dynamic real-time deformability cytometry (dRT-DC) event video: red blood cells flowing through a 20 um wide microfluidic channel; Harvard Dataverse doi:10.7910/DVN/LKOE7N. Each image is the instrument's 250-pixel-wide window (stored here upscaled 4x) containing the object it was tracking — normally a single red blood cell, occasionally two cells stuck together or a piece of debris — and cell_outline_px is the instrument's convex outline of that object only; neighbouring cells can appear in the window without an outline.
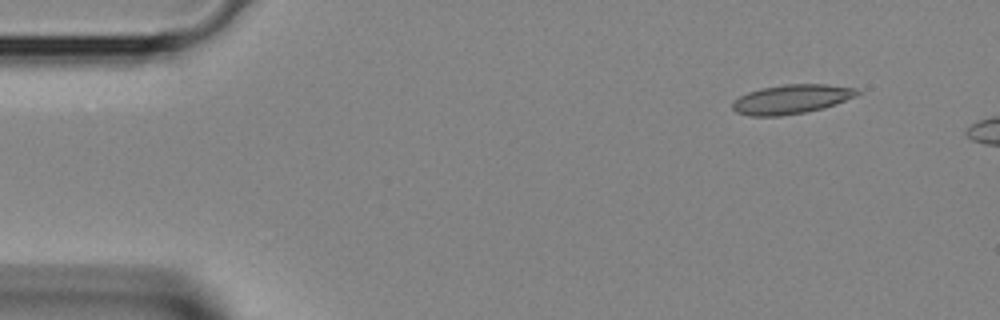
{"species": "Egyptian fruit bat (a non-hibernating species)", "species_latin": "Rousettus aegyptiacus", "temperature_condition": "room temperature", "stored_images_in_passage": 2, "camera_frame_rate_fps": 3000, "um_per_image_px": 0.085, "animal": {"sex": "female"}, "frame": {"image": 1, "passage_image": 1, "time_ms": 0.0, "image_size_px": [1000, 320], "cell_outline_px": [[860, 92], [856, 96], [836, 104], [824, 108], [804, 112], [780, 116], [748, 116], [736, 112], [732, 108], [732, 100], [748, 92], [760, 88], [784, 84], [824, 84], [856, 88]], "centroid_in_image_um": [67.24, 8.43], "position_along_channel_um": 17.8, "area_um2": 21.33}}